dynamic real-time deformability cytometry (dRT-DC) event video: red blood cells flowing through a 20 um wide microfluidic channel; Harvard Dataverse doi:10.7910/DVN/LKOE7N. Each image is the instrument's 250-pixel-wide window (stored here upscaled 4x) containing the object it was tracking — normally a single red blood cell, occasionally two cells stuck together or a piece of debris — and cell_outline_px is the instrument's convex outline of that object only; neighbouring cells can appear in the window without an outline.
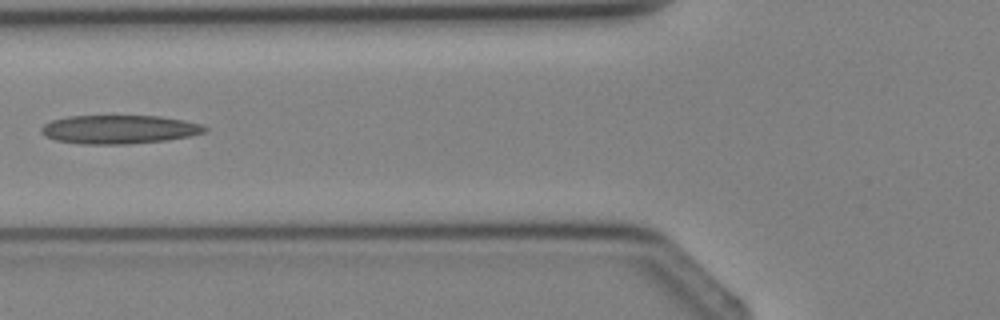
{"species": "Egyptian fruit bat (a non-hibernating species)", "species_latin": "Rousettus aegyptiacus", "temperature_condition": "cold", "stored_images_in_passage": 5, "camera_frame_rate_fps": 3000, "um_per_image_px": 0.085, "animal": {"sex": "female"}, "frame": {"image": 1, "passage_image": 5, "time_ms": 4.667, "image_size_px": [1000, 320], "cell_outline_px": [[208, 128], [204, 132], [188, 136], [164, 140], [124, 144], [84, 144], [56, 140], [40, 132], [40, 128], [44, 124], [52, 120], [68, 116], [160, 116], [184, 120], [204, 124]], "centroid_in_image_um": [10.13, 10.99], "position_along_channel_um": 115.7, "area_um2": 27.11}}